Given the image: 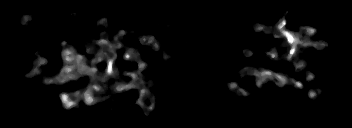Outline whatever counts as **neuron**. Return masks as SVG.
I'll use <instances>...</instances> for the list:
<instances>
[{"mask_svg": "<svg viewBox=\"0 0 352 128\" xmlns=\"http://www.w3.org/2000/svg\"><path fill=\"white\" fill-rule=\"evenodd\" d=\"M104 23H108V25L110 26L111 24L108 22L107 18H105V16H101ZM34 19H37V18H34V17H27V18H24L22 17V24L21 26H24V27H27L28 25L29 26H32L34 27L35 24L31 25V23L33 22L34 23ZM285 25V21H284V18L281 17L278 24L275 25V32L272 33V36H266L267 38H278L279 36H283L285 38V41H286V47L288 49V52L286 53V60H289L291 58L292 55L295 54V50L296 49H304L306 48L307 46H311V43H310V40H307L306 37H313V44H312V47L313 48H318L319 50L323 49V47H326L328 46V42H325V40H320V41H317L316 40V36L314 35L315 32L313 31V29L307 27V26H304L305 24L303 23V26L301 28V32L299 31H295V35L290 32L289 30H284L282 31L281 28L282 26ZM262 29H266L263 28L262 25H260V23H256L255 24V30L256 31H260ZM127 29H120L118 32H119V35H124L126 33ZM298 36H303V40H300L298 38ZM305 38V40H304ZM119 37L118 35L116 36H113L111 41L107 40L106 38H102L101 40H98L100 43L98 45H93L91 44L92 47H90V45H88V49L87 51L89 52V54H93L95 51L94 50H98L99 52V55H97L94 60L92 62H89L87 59L83 58V55H77L76 52H74V50H72V46L73 45H76L74 43L72 44H67V43H60L61 44V47H64L66 48V50H63L62 53H61V56H63V60H62V64H67V63H70V64H74L73 67L70 66H64L63 69H60L61 71V74L60 76L58 77H46L44 74H41L42 72H39V77L43 80H48V83H47V87L49 86V84H51V86H55L56 84H58L59 86L62 87V82H67L69 80V78L73 79V78H76L77 76L79 75H82V74H87V76L90 77V80H92L90 86H88L85 90H82V89H79L78 92H76V94L70 99H69V95L68 94H64L63 92H60L58 93V95L61 97L62 99V106L65 108V111L66 110H70L72 106L76 105V104H79L80 102V96H81V101L82 103H86V104H93V103H96V102H99V101H96L94 95L96 94V92L101 89V88H106L107 86H103V85H99V84H95L93 83L95 79L97 80H104L105 77H114L115 75V78L116 79H121L120 77H118V73L115 71V69L113 68L115 62H116V51L112 50V46L115 47V48H125L127 49V52L128 50H131V54L130 52H128L127 54L124 55L125 59L129 60L131 63L133 61H136V59H138L137 61H140L139 63V69L140 70H144L148 67V65H150V63H144L143 62V58L140 57V52L132 47H124V45L118 40ZM140 39L143 43L145 44H152V49H155L154 50V53H157L160 49L163 48V45L161 46V42H160V38L158 39H152L148 36H140ZM113 40V41H112ZM114 42V43H112ZM96 46V47H94ZM103 50V51H101ZM105 50V51H104ZM165 52H164V58H167L168 56H172L171 52L169 51V49H165ZM39 51L41 52L42 49L36 51V54H37V58H36V62H35V65L33 66L32 70H30L24 77H32V76H35V69H37L40 66H43V65H49L50 66V63L49 61H47V58H41V56H38L39 54ZM245 54L247 55H253L252 51L251 50H245L244 51ZM267 53V54H266ZM106 56V61H107V69L104 71V73H100L99 75H97V72H98V69L95 67V65L97 63H100L103 59V57ZM265 56L268 57V59H275V60H278L279 61V56L276 55V51H275V48L273 50H271V52H269V50H266L265 51ZM141 58V60H139ZM295 66L296 68H298L299 70L303 69L304 68V62L298 60L300 58L296 57L295 58ZM134 67L132 66V68L130 69L131 71L128 72V74L130 76H132L134 79L133 81H131V83H129L128 85H124V84H119V85H112V83H107L108 86H111L112 88H114L115 90V93H119L125 89L129 90V89H132V88H141L140 90V93H139V98L137 99L136 103H139L143 108L145 107L146 103L144 102L143 98L146 96L148 97H151V94H147L149 91L146 86H143L144 83H146L148 85V83L150 82V80L147 78H141L140 75L136 72H134ZM243 69V72L244 74H250L251 76H257L259 78H257L254 83H255V86L258 87V91H261V88H262V77L264 76L265 78L263 80L266 81H269L270 79L277 85L276 87H281L283 88L284 85H295L296 87H298V89H303L302 88V85L299 84L298 81H295V80H292L289 78V75L288 77L286 76L285 77V74L283 72V74H276L273 72V70H265L264 68H260V70L258 69H255V68H250L249 70L246 68V70H244V67L242 68ZM68 78V79H67ZM285 78H288L290 80L286 81ZM313 76L309 74V72H307V81L310 82V83H313ZM136 80L139 82H136ZM241 85H238L237 83L235 82H232L230 84H227L226 85V88L228 87L229 90L231 89H234V88H237V90L234 92V95L236 96H241V98L243 97H247L249 94V91H242V87H240ZM30 86H25V91H26V94H27V91H28V94L30 93ZM320 90H316V91H310L308 93V96L311 97V99H315L316 101H320V97H319V93ZM104 96H106V93L104 92L103 90V93L101 95V100H104L106 99V97L104 98ZM114 96H118V97H114ZM112 98H116L117 99V102L118 100L122 99V96L121 95H112ZM154 106H152L151 104L149 105V112L150 111H153L154 110Z\"/></svg>", "mask_w": 352, "mask_h": 128, "instance_id": "2dd73e0c", "label": "neuron"}]
</instances>
